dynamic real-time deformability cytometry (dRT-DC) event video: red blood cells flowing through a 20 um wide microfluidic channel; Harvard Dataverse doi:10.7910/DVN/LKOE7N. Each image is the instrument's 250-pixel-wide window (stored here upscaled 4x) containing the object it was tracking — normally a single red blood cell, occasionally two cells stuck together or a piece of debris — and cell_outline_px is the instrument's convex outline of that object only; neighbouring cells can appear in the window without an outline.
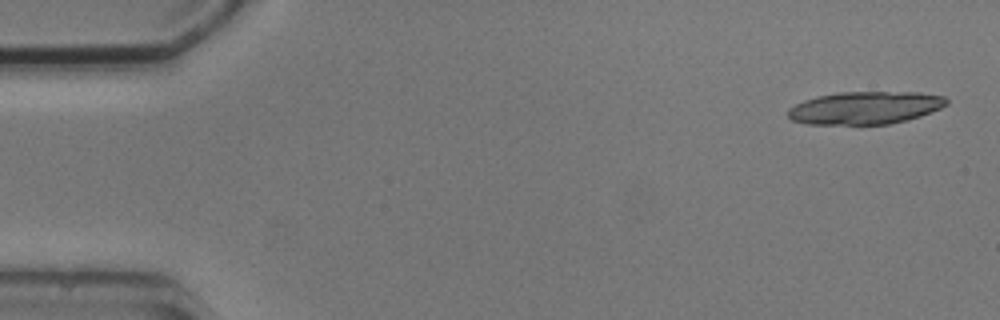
{"species": "common noctule bat (a hibernating species)", "species_latin": "Nyctalus noctula", "temperature_condition": "cold", "stored_images_in_passage": 5, "segment_of_instrument_passage": [2, 2], "camera_frame_rate_fps": 3000, "um_per_image_px": 0.085, "animal": {"sex": "male", "body_mass_g": 20.5, "forearm_length_mm": 52.5}, "frame": {"image": 1, "passage_image": 5, "time_ms": 5.667, "image_size_px": [1000, 320], "cell_outline_px": [[948, 104], [940, 108], [920, 116], [908, 120], [888, 124], [808, 124], [792, 120], [788, 116], [788, 108], [804, 100], [820, 96], [840, 92], [920, 92], [944, 96], [948, 100]], "centroid_in_image_um": [73.56, 9.16], "position_along_channel_um": 11.4, "area_um2": 30.11}}